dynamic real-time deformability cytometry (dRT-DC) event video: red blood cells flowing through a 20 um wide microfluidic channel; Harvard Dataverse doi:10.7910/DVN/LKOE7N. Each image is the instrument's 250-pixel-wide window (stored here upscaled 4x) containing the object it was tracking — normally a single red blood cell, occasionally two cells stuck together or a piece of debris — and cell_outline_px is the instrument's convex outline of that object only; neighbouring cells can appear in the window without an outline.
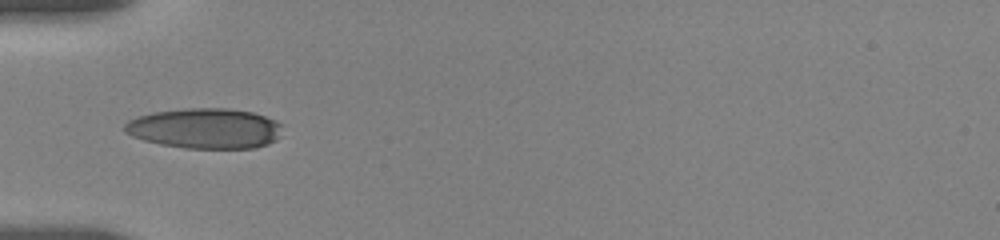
{"species": "human", "species_latin": "Homo sapiens", "temperature_condition": "room temperature", "stored_images_in_passage": 19, "camera_frame_rate_fps": 3000, "um_per_image_px": 0.085, "donor": {"sex": "female"}, "frame": {"image": 1, "passage_image": 1, "time_ms": 0.0, "image_size_px": [1000, 240], "cell_outline_px": [[284, 124], [280, 136], [276, 140], [268, 144], [252, 148], [184, 148], [160, 144], [144, 140], [132, 136], [124, 132], [124, 124], [128, 120], [152, 112], [184, 108], [228, 108], [252, 112], [276, 120]], "centroid_in_image_um": [17.45, 10.91], "position_along_channel_um": 67.5, "area_um2": 37.34}}
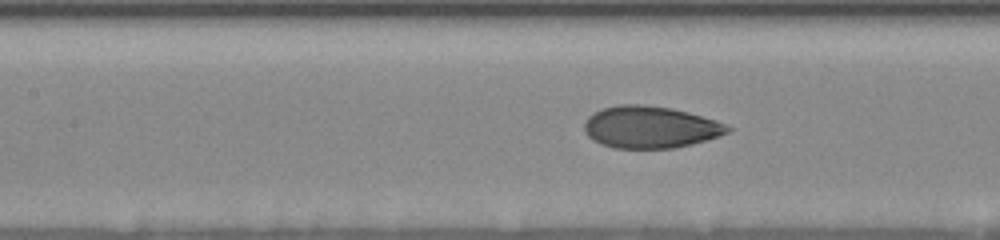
{"frame": {"image": 2, "passage_image": 11, "time_ms": 2.333, "image_size_px": [1000, 240], "cell_outline_px": [[732, 128], [728, 132], [720, 136], [692, 144], [672, 148], [616, 148], [600, 144], [592, 140], [584, 132], [584, 124], [588, 116], [604, 108], [620, 104], [640, 104], [672, 108], [716, 120]], "centroid_in_image_um": [55.25, 10.81], "position_along_channel_um": 152.1, "area_um2": 34.97}}
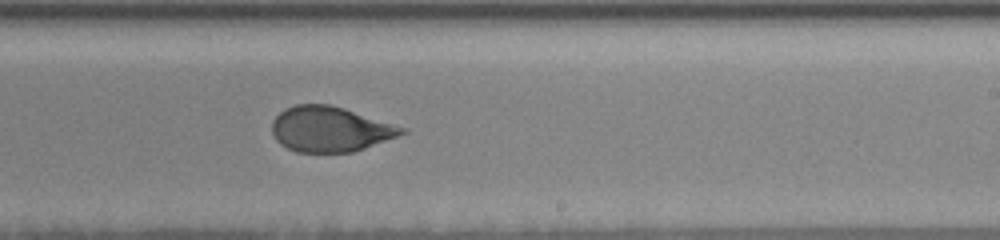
{"frame": {"image": 3, "passage_image": 19, "time_ms": 5.333, "image_size_px": [1000, 240], "cell_outline_px": [[408, 132], [364, 148], [352, 152], [296, 152], [280, 144], [276, 140], [272, 132], [272, 120], [284, 108], [296, 104], [328, 104], [344, 108], [408, 128]], "centroid_in_image_um": [28.05, 10.97], "position_along_channel_um": 260.9, "area_um2": 34.22}}